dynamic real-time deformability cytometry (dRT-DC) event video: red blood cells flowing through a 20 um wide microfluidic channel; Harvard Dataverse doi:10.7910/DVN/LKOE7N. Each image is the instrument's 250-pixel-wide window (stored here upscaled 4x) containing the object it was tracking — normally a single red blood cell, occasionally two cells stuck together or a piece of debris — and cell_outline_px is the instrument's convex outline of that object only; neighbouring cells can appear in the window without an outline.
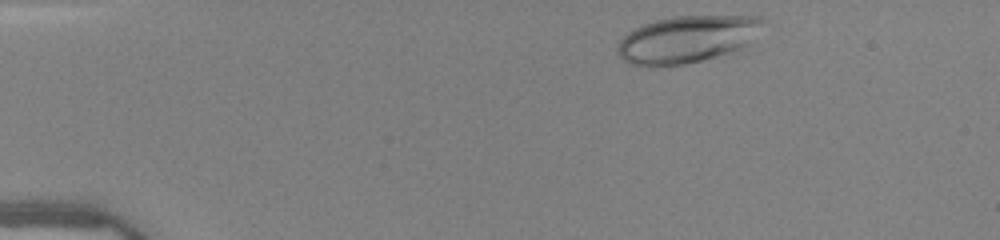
{"species": "human", "species_latin": "Homo sapiens", "temperature_condition": "warm", "stored_images_in_passage": 44, "camera_frame_rate_fps": 3000, "um_per_image_px": 0.085, "donor": {"sex": "female"}, "frame": {"image": 1, "passage_image": 2, "time_ms": 0.333, "image_size_px": [1000, 240], "cell_outline_px": [[764, 20], [748, 44], [728, 52], [700, 60], [684, 64], [628, 64], [620, 56], [616, 48], [620, 40], [628, 32], [644, 24], [656, 20], [672, 16], [760, 16]], "centroid_in_image_um": [58.37, 3.3], "position_along_channel_um": 26.6, "area_um2": 38.73}}
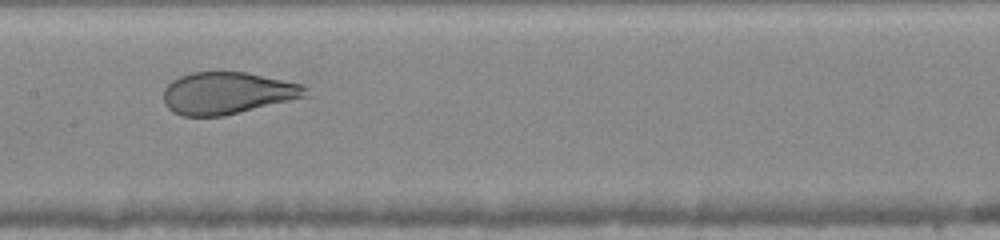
{"frame": {"image": 2, "passage_image": 20, "time_ms": 6.333, "image_size_px": [1000, 240], "cell_outline_px": [[308, 96], [224, 116], [180, 116], [172, 112], [164, 104], [164, 88], [172, 80], [180, 76], [192, 72], [248, 72], [304, 84], [308, 88]], "centroid_in_image_um": [19.34, 7.91], "position_along_channel_um": 188.1, "area_um2": 35.08}}
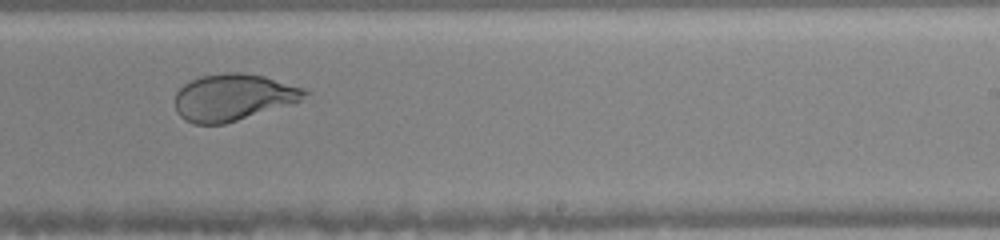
{"frame": {"image": 3, "passage_image": 26, "time_ms": 8.333, "image_size_px": [1000, 240], "cell_outline_px": [[312, 92], [300, 100], [224, 124], [192, 124], [184, 120], [176, 112], [176, 92], [184, 84], [200, 76], [224, 72], [244, 72], [264, 76], [304, 88]], "centroid_in_image_um": [19.79, 8.25], "position_along_channel_um": 269.2, "area_um2": 35.08}, "authors_computed_cell_mechanics": {"area_um2": 38.726, "velocity_mm_per_s": 4.0832, "shape_relaxation_time_tau1_ms": 5.6553, "shape_relaxation_time_tau2_ms": null, "deformation_change_tau1": 0.2116, "deformation_change_tau2": null}}